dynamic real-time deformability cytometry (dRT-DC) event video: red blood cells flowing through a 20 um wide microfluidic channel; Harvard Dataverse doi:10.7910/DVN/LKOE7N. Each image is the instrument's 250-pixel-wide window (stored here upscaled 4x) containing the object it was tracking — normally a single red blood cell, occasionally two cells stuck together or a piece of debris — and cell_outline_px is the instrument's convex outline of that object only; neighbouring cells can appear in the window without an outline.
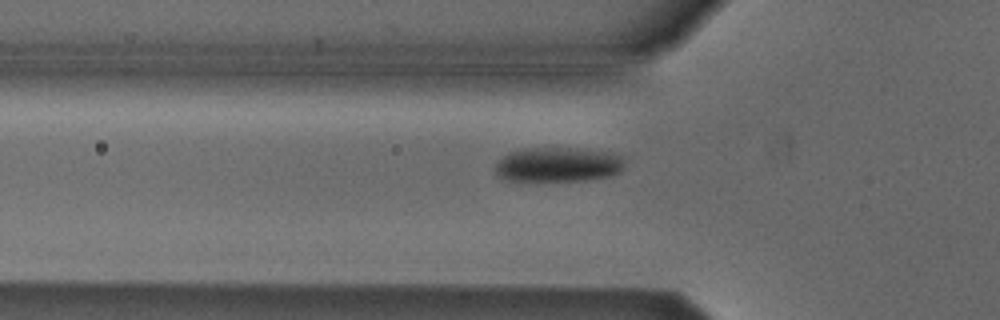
{"species": "Egyptian fruit bat (a non-hibernating species)", "species_latin": "Rousettus aegyptiacus", "temperature_condition": "cold", "stored_images_in_passage": 37, "camera_frame_rate_fps": 3000, "um_per_image_px": 0.085, "animal": {"sex": "male"}, "frame": {"image": 1, "passage_image": 2, "time_ms": 0.333, "image_size_px": [1000, 320], "cell_outline_px": [[628, 160], [624, 168], [620, 172], [612, 176], [588, 180], [504, 180], [496, 176], [496, 164], [508, 152], [520, 148], [568, 148], [612, 152]], "centroid_in_image_um": [47.48, 13.98], "position_along_channel_um": 78.3, "area_um2": 26.36}}
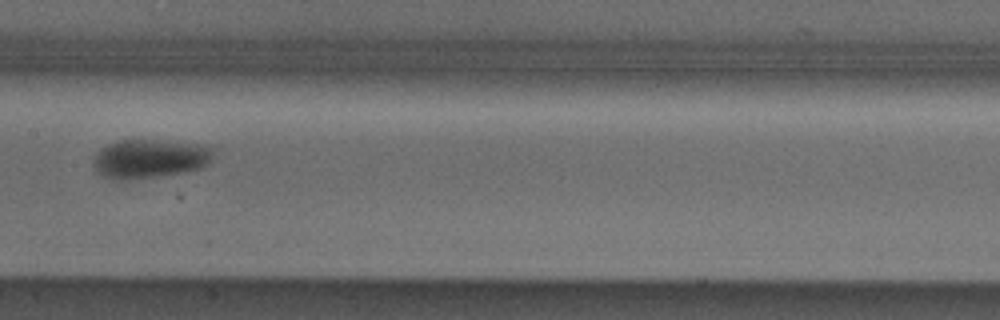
{"frame": {"image": 2, "passage_image": 11, "time_ms": 3.333, "image_size_px": [1000, 320], "cell_outline_px": [[212, 160], [208, 164], [200, 168], [184, 172], [128, 180], [112, 180], [100, 176], [96, 172], [92, 164], [100, 148], [108, 144], [120, 140], [152, 140], [204, 144], [212, 148]], "centroid_in_image_um": [12.69, 13.5], "position_along_channel_um": 194.7, "area_um2": 27.34}}
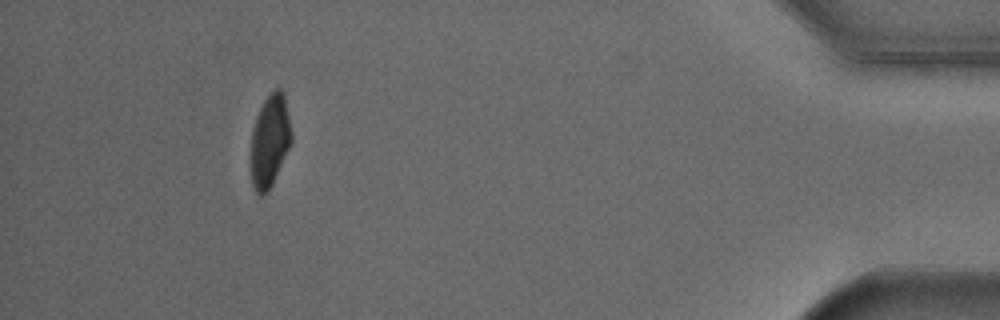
{"frame": {"image": 3, "passage_image": 33, "time_ms": 10.667, "image_size_px": [1000, 320], "cell_outline_px": [[292, 140], [272, 184], [260, 196], [252, 188], [252, 128], [256, 116], [264, 100], [276, 88], [280, 88], [284, 92], [292, 132]], "centroid_in_image_um": [22.95, 11.92], "position_along_channel_um": 412.3, "area_um2": 21.44}, "authors_computed_cell_mechanics": {"area_um2": 25.3164, "velocity_mm_per_s": 3.866, "shape_relaxation_time_tau1_ms": 2.891, "shape_relaxation_time_tau2_ms": null, "deformation_change_tau1": 0.1087, "deformation_change_tau2": null}}